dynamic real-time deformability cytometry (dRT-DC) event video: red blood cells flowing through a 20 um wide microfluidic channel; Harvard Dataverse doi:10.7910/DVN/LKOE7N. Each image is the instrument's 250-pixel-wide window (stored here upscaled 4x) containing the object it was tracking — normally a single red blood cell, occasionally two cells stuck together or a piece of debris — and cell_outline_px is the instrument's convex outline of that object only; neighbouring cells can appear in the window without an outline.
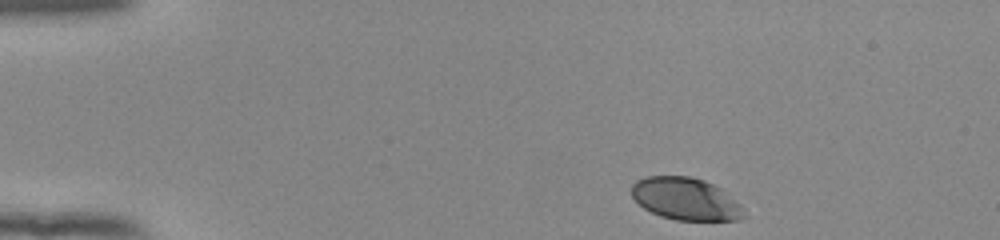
{"species": "human", "species_latin": "Homo sapiens", "temperature_condition": "room temperature", "stored_images_in_passage": 46, "camera_frame_rate_fps": 3000, "um_per_image_px": 0.085, "donor": {"sex": "female"}, "frame": {"image": 1, "passage_image": 1, "time_ms": 0.0, "image_size_px": [1000, 240], "cell_outline_px": [[744, 216], [740, 220], [676, 220], [660, 216], [644, 208], [632, 196], [632, 184], [636, 180], [648, 176], [688, 176], [704, 180], [724, 188], [744, 208]], "centroid_in_image_um": [58.32, 16.9], "position_along_channel_um": 26.7, "area_um2": 27.92}}
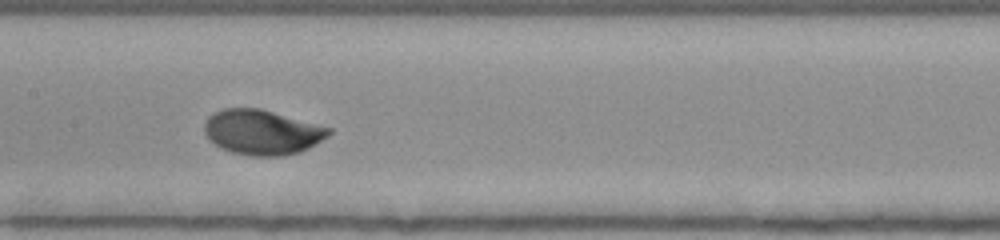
{"frame": {"image": 2, "passage_image": 20, "time_ms": 6.333, "image_size_px": [1000, 240], "cell_outline_px": [[332, 132], [328, 136], [308, 148], [300, 152], [284, 156], [248, 156], [232, 152], [220, 148], [204, 132], [204, 124], [208, 116], [224, 108], [260, 108], [332, 128]], "centroid_in_image_um": [22.29, 11.24], "position_along_channel_um": 185.1, "area_um2": 32.54}}
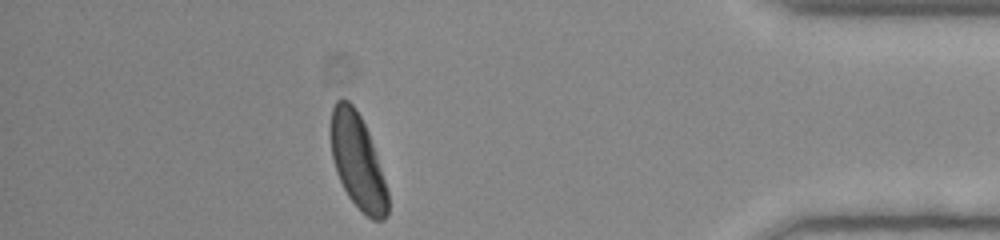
{"frame": {"image": 3, "passage_image": 40, "time_ms": 13.0, "image_size_px": [1000, 240], "cell_outline_px": [[388, 216], [384, 220], [372, 220], [348, 196], [336, 172], [332, 156], [332, 108], [336, 100], [348, 100], [352, 104], [360, 116], [368, 132], [388, 192]], "centroid_in_image_um": [30.41, 13.75], "position_along_channel_um": 404.8, "area_um2": 30.58}, "authors_computed_cell_mechanics": {"area_um2": 31.5299, "velocity_mm_per_s": 3.8629, "shape_relaxation_time_tau1_ms": 2.8283, "shape_relaxation_time_tau2_ms": null, "deformation_change_tau1": 0.1328, "deformation_change_tau2": null}}